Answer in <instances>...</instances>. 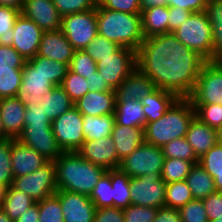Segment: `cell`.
Masks as SVG:
<instances>
[{
    "instance_id": "484cf974",
    "label": "cell",
    "mask_w": 222,
    "mask_h": 222,
    "mask_svg": "<svg viewBox=\"0 0 222 222\" xmlns=\"http://www.w3.org/2000/svg\"><path fill=\"white\" fill-rule=\"evenodd\" d=\"M178 97L169 91L156 88L141 100L146 124L161 118Z\"/></svg>"
},
{
    "instance_id": "ffe728a7",
    "label": "cell",
    "mask_w": 222,
    "mask_h": 222,
    "mask_svg": "<svg viewBox=\"0 0 222 222\" xmlns=\"http://www.w3.org/2000/svg\"><path fill=\"white\" fill-rule=\"evenodd\" d=\"M48 162L33 148L12 138L11 165L14 177H20L35 172Z\"/></svg>"
},
{
    "instance_id": "34e18365",
    "label": "cell",
    "mask_w": 222,
    "mask_h": 222,
    "mask_svg": "<svg viewBox=\"0 0 222 222\" xmlns=\"http://www.w3.org/2000/svg\"><path fill=\"white\" fill-rule=\"evenodd\" d=\"M210 222H222V217H219L218 219L210 221Z\"/></svg>"
},
{
    "instance_id": "603a6c76",
    "label": "cell",
    "mask_w": 222,
    "mask_h": 222,
    "mask_svg": "<svg viewBox=\"0 0 222 222\" xmlns=\"http://www.w3.org/2000/svg\"><path fill=\"white\" fill-rule=\"evenodd\" d=\"M24 106L16 97L0 99V118L5 133L10 138L17 139L24 128Z\"/></svg>"
},
{
    "instance_id": "d4e9b609",
    "label": "cell",
    "mask_w": 222,
    "mask_h": 222,
    "mask_svg": "<svg viewBox=\"0 0 222 222\" xmlns=\"http://www.w3.org/2000/svg\"><path fill=\"white\" fill-rule=\"evenodd\" d=\"M111 137L120 162L145 142L144 128L118 124H114Z\"/></svg>"
},
{
    "instance_id": "7a4b0ae2",
    "label": "cell",
    "mask_w": 222,
    "mask_h": 222,
    "mask_svg": "<svg viewBox=\"0 0 222 222\" xmlns=\"http://www.w3.org/2000/svg\"><path fill=\"white\" fill-rule=\"evenodd\" d=\"M57 190L90 196L106 170L86 161L77 151L63 152L55 161Z\"/></svg>"
},
{
    "instance_id": "753ad0ef",
    "label": "cell",
    "mask_w": 222,
    "mask_h": 222,
    "mask_svg": "<svg viewBox=\"0 0 222 222\" xmlns=\"http://www.w3.org/2000/svg\"><path fill=\"white\" fill-rule=\"evenodd\" d=\"M218 142L222 144V127L218 130Z\"/></svg>"
},
{
    "instance_id": "d6a6232c",
    "label": "cell",
    "mask_w": 222,
    "mask_h": 222,
    "mask_svg": "<svg viewBox=\"0 0 222 222\" xmlns=\"http://www.w3.org/2000/svg\"><path fill=\"white\" fill-rule=\"evenodd\" d=\"M113 187V207L125 209L131 205L130 177L120 168L106 171Z\"/></svg>"
},
{
    "instance_id": "2644e50d",
    "label": "cell",
    "mask_w": 222,
    "mask_h": 222,
    "mask_svg": "<svg viewBox=\"0 0 222 222\" xmlns=\"http://www.w3.org/2000/svg\"><path fill=\"white\" fill-rule=\"evenodd\" d=\"M0 222H13L6 213L0 208Z\"/></svg>"
},
{
    "instance_id": "8fae6325",
    "label": "cell",
    "mask_w": 222,
    "mask_h": 222,
    "mask_svg": "<svg viewBox=\"0 0 222 222\" xmlns=\"http://www.w3.org/2000/svg\"><path fill=\"white\" fill-rule=\"evenodd\" d=\"M83 115L75 106L51 122L52 132L63 152L77 151L85 141Z\"/></svg>"
},
{
    "instance_id": "ab89813d",
    "label": "cell",
    "mask_w": 222,
    "mask_h": 222,
    "mask_svg": "<svg viewBox=\"0 0 222 222\" xmlns=\"http://www.w3.org/2000/svg\"><path fill=\"white\" fill-rule=\"evenodd\" d=\"M39 222H63V212L56 194L38 201Z\"/></svg>"
},
{
    "instance_id": "8d00e7d4",
    "label": "cell",
    "mask_w": 222,
    "mask_h": 222,
    "mask_svg": "<svg viewBox=\"0 0 222 222\" xmlns=\"http://www.w3.org/2000/svg\"><path fill=\"white\" fill-rule=\"evenodd\" d=\"M21 11L16 8L0 6V45L12 46L13 26Z\"/></svg>"
},
{
    "instance_id": "d6986e66",
    "label": "cell",
    "mask_w": 222,
    "mask_h": 222,
    "mask_svg": "<svg viewBox=\"0 0 222 222\" xmlns=\"http://www.w3.org/2000/svg\"><path fill=\"white\" fill-rule=\"evenodd\" d=\"M75 51L76 49L59 29L43 32L37 55L69 65Z\"/></svg>"
},
{
    "instance_id": "74e56055",
    "label": "cell",
    "mask_w": 222,
    "mask_h": 222,
    "mask_svg": "<svg viewBox=\"0 0 222 222\" xmlns=\"http://www.w3.org/2000/svg\"><path fill=\"white\" fill-rule=\"evenodd\" d=\"M161 148L165 158H179L182 160L191 161L194 164H197L199 161V158L196 156L193 148L187 142L185 137L176 138Z\"/></svg>"
},
{
    "instance_id": "ac0fdd59",
    "label": "cell",
    "mask_w": 222,
    "mask_h": 222,
    "mask_svg": "<svg viewBox=\"0 0 222 222\" xmlns=\"http://www.w3.org/2000/svg\"><path fill=\"white\" fill-rule=\"evenodd\" d=\"M21 13L34 21L43 32L61 29L62 17L53 0H24Z\"/></svg>"
},
{
    "instance_id": "836d02e7",
    "label": "cell",
    "mask_w": 222,
    "mask_h": 222,
    "mask_svg": "<svg viewBox=\"0 0 222 222\" xmlns=\"http://www.w3.org/2000/svg\"><path fill=\"white\" fill-rule=\"evenodd\" d=\"M37 70L48 77L55 86L61 85L69 69L68 64L36 55L28 60Z\"/></svg>"
},
{
    "instance_id": "f1b7e54d",
    "label": "cell",
    "mask_w": 222,
    "mask_h": 222,
    "mask_svg": "<svg viewBox=\"0 0 222 222\" xmlns=\"http://www.w3.org/2000/svg\"><path fill=\"white\" fill-rule=\"evenodd\" d=\"M168 6H155L141 12L144 38L168 33Z\"/></svg>"
},
{
    "instance_id": "2e32d148",
    "label": "cell",
    "mask_w": 222,
    "mask_h": 222,
    "mask_svg": "<svg viewBox=\"0 0 222 222\" xmlns=\"http://www.w3.org/2000/svg\"><path fill=\"white\" fill-rule=\"evenodd\" d=\"M77 152L86 160L106 171L119 168L121 162L112 137L85 140Z\"/></svg>"
},
{
    "instance_id": "277c9868",
    "label": "cell",
    "mask_w": 222,
    "mask_h": 222,
    "mask_svg": "<svg viewBox=\"0 0 222 222\" xmlns=\"http://www.w3.org/2000/svg\"><path fill=\"white\" fill-rule=\"evenodd\" d=\"M98 34L121 47L138 51L144 41L141 14L105 9L97 4Z\"/></svg>"
},
{
    "instance_id": "3957f363",
    "label": "cell",
    "mask_w": 222,
    "mask_h": 222,
    "mask_svg": "<svg viewBox=\"0 0 222 222\" xmlns=\"http://www.w3.org/2000/svg\"><path fill=\"white\" fill-rule=\"evenodd\" d=\"M195 116L191 101L188 98H178L161 118L146 124L145 142L163 147L176 138L185 137Z\"/></svg>"
},
{
    "instance_id": "b9f144b4",
    "label": "cell",
    "mask_w": 222,
    "mask_h": 222,
    "mask_svg": "<svg viewBox=\"0 0 222 222\" xmlns=\"http://www.w3.org/2000/svg\"><path fill=\"white\" fill-rule=\"evenodd\" d=\"M62 88L69 95L74 104L89 92L86 79L68 69L66 76L61 84Z\"/></svg>"
},
{
    "instance_id": "e575fe53",
    "label": "cell",
    "mask_w": 222,
    "mask_h": 222,
    "mask_svg": "<svg viewBox=\"0 0 222 222\" xmlns=\"http://www.w3.org/2000/svg\"><path fill=\"white\" fill-rule=\"evenodd\" d=\"M192 199L194 197L185 180L166 185L165 207L179 210Z\"/></svg>"
},
{
    "instance_id": "1f68e13d",
    "label": "cell",
    "mask_w": 222,
    "mask_h": 222,
    "mask_svg": "<svg viewBox=\"0 0 222 222\" xmlns=\"http://www.w3.org/2000/svg\"><path fill=\"white\" fill-rule=\"evenodd\" d=\"M114 124V114L102 116L83 115V136L85 140L109 137L111 136Z\"/></svg>"
},
{
    "instance_id": "f546056e",
    "label": "cell",
    "mask_w": 222,
    "mask_h": 222,
    "mask_svg": "<svg viewBox=\"0 0 222 222\" xmlns=\"http://www.w3.org/2000/svg\"><path fill=\"white\" fill-rule=\"evenodd\" d=\"M185 181L194 199L202 200L216 191L214 179L199 163L194 164Z\"/></svg>"
},
{
    "instance_id": "9a60e30c",
    "label": "cell",
    "mask_w": 222,
    "mask_h": 222,
    "mask_svg": "<svg viewBox=\"0 0 222 222\" xmlns=\"http://www.w3.org/2000/svg\"><path fill=\"white\" fill-rule=\"evenodd\" d=\"M12 30L14 33L12 47L26 61L35 57L43 34L41 28L21 13Z\"/></svg>"
},
{
    "instance_id": "f6af8a7d",
    "label": "cell",
    "mask_w": 222,
    "mask_h": 222,
    "mask_svg": "<svg viewBox=\"0 0 222 222\" xmlns=\"http://www.w3.org/2000/svg\"><path fill=\"white\" fill-rule=\"evenodd\" d=\"M12 138L0 141V184L6 188L13 183V170L11 165Z\"/></svg>"
},
{
    "instance_id": "c3c4849f",
    "label": "cell",
    "mask_w": 222,
    "mask_h": 222,
    "mask_svg": "<svg viewBox=\"0 0 222 222\" xmlns=\"http://www.w3.org/2000/svg\"><path fill=\"white\" fill-rule=\"evenodd\" d=\"M203 201L192 199L179 209L182 222H210Z\"/></svg>"
},
{
    "instance_id": "816d5d0a",
    "label": "cell",
    "mask_w": 222,
    "mask_h": 222,
    "mask_svg": "<svg viewBox=\"0 0 222 222\" xmlns=\"http://www.w3.org/2000/svg\"><path fill=\"white\" fill-rule=\"evenodd\" d=\"M198 163L212 176V172L222 171V144L219 142L203 154Z\"/></svg>"
},
{
    "instance_id": "bcb514c9",
    "label": "cell",
    "mask_w": 222,
    "mask_h": 222,
    "mask_svg": "<svg viewBox=\"0 0 222 222\" xmlns=\"http://www.w3.org/2000/svg\"><path fill=\"white\" fill-rule=\"evenodd\" d=\"M196 117L213 129L219 130L222 127V105L206 104L193 105Z\"/></svg>"
},
{
    "instance_id": "8c879c8a",
    "label": "cell",
    "mask_w": 222,
    "mask_h": 222,
    "mask_svg": "<svg viewBox=\"0 0 222 222\" xmlns=\"http://www.w3.org/2000/svg\"><path fill=\"white\" fill-rule=\"evenodd\" d=\"M5 192H6V187L0 184V208H1L2 202L4 200Z\"/></svg>"
},
{
    "instance_id": "9c48e42d",
    "label": "cell",
    "mask_w": 222,
    "mask_h": 222,
    "mask_svg": "<svg viewBox=\"0 0 222 222\" xmlns=\"http://www.w3.org/2000/svg\"><path fill=\"white\" fill-rule=\"evenodd\" d=\"M166 185L161 172L130 178L131 205L165 207Z\"/></svg>"
},
{
    "instance_id": "9f6ffc18",
    "label": "cell",
    "mask_w": 222,
    "mask_h": 222,
    "mask_svg": "<svg viewBox=\"0 0 222 222\" xmlns=\"http://www.w3.org/2000/svg\"><path fill=\"white\" fill-rule=\"evenodd\" d=\"M93 222H124V214L116 207L96 208Z\"/></svg>"
},
{
    "instance_id": "d590c367",
    "label": "cell",
    "mask_w": 222,
    "mask_h": 222,
    "mask_svg": "<svg viewBox=\"0 0 222 222\" xmlns=\"http://www.w3.org/2000/svg\"><path fill=\"white\" fill-rule=\"evenodd\" d=\"M194 166L191 161L179 158H165L161 171V178L168 184L171 182L184 181Z\"/></svg>"
},
{
    "instance_id": "7bdbcfd3",
    "label": "cell",
    "mask_w": 222,
    "mask_h": 222,
    "mask_svg": "<svg viewBox=\"0 0 222 222\" xmlns=\"http://www.w3.org/2000/svg\"><path fill=\"white\" fill-rule=\"evenodd\" d=\"M68 67L70 71L79 74L85 79L98 71L96 62L85 50H76Z\"/></svg>"
},
{
    "instance_id": "7402d4cb",
    "label": "cell",
    "mask_w": 222,
    "mask_h": 222,
    "mask_svg": "<svg viewBox=\"0 0 222 222\" xmlns=\"http://www.w3.org/2000/svg\"><path fill=\"white\" fill-rule=\"evenodd\" d=\"M115 91L87 92L74 106L82 115L102 116L114 114Z\"/></svg>"
},
{
    "instance_id": "6125c7cd",
    "label": "cell",
    "mask_w": 222,
    "mask_h": 222,
    "mask_svg": "<svg viewBox=\"0 0 222 222\" xmlns=\"http://www.w3.org/2000/svg\"><path fill=\"white\" fill-rule=\"evenodd\" d=\"M213 44H214V60L222 61V24H212Z\"/></svg>"
},
{
    "instance_id": "7dc6e473",
    "label": "cell",
    "mask_w": 222,
    "mask_h": 222,
    "mask_svg": "<svg viewBox=\"0 0 222 222\" xmlns=\"http://www.w3.org/2000/svg\"><path fill=\"white\" fill-rule=\"evenodd\" d=\"M61 17L77 12L92 10L97 7L98 0H53Z\"/></svg>"
},
{
    "instance_id": "e0dca14e",
    "label": "cell",
    "mask_w": 222,
    "mask_h": 222,
    "mask_svg": "<svg viewBox=\"0 0 222 222\" xmlns=\"http://www.w3.org/2000/svg\"><path fill=\"white\" fill-rule=\"evenodd\" d=\"M61 204L63 222H93L96 206L89 196L58 190L55 193Z\"/></svg>"
},
{
    "instance_id": "6da1fadb",
    "label": "cell",
    "mask_w": 222,
    "mask_h": 222,
    "mask_svg": "<svg viewBox=\"0 0 222 222\" xmlns=\"http://www.w3.org/2000/svg\"><path fill=\"white\" fill-rule=\"evenodd\" d=\"M137 68L156 88L188 98L206 60L182 44L173 33L145 38L136 52Z\"/></svg>"
},
{
    "instance_id": "6f0895ef",
    "label": "cell",
    "mask_w": 222,
    "mask_h": 222,
    "mask_svg": "<svg viewBox=\"0 0 222 222\" xmlns=\"http://www.w3.org/2000/svg\"><path fill=\"white\" fill-rule=\"evenodd\" d=\"M192 12L181 7H169L168 33L174 32L185 22Z\"/></svg>"
},
{
    "instance_id": "30bf717a",
    "label": "cell",
    "mask_w": 222,
    "mask_h": 222,
    "mask_svg": "<svg viewBox=\"0 0 222 222\" xmlns=\"http://www.w3.org/2000/svg\"><path fill=\"white\" fill-rule=\"evenodd\" d=\"M165 156L162 148L144 142L121 161L119 168L130 178L161 172Z\"/></svg>"
},
{
    "instance_id": "a7ac6f4b",
    "label": "cell",
    "mask_w": 222,
    "mask_h": 222,
    "mask_svg": "<svg viewBox=\"0 0 222 222\" xmlns=\"http://www.w3.org/2000/svg\"><path fill=\"white\" fill-rule=\"evenodd\" d=\"M212 178L214 179L216 191L222 192V171L212 172Z\"/></svg>"
},
{
    "instance_id": "60d3db41",
    "label": "cell",
    "mask_w": 222,
    "mask_h": 222,
    "mask_svg": "<svg viewBox=\"0 0 222 222\" xmlns=\"http://www.w3.org/2000/svg\"><path fill=\"white\" fill-rule=\"evenodd\" d=\"M121 46L110 41L104 36L97 35L84 49L95 62L113 55Z\"/></svg>"
},
{
    "instance_id": "44dd1931",
    "label": "cell",
    "mask_w": 222,
    "mask_h": 222,
    "mask_svg": "<svg viewBox=\"0 0 222 222\" xmlns=\"http://www.w3.org/2000/svg\"><path fill=\"white\" fill-rule=\"evenodd\" d=\"M156 89L153 81L136 68L124 82L115 89L116 102H126L130 99L141 101Z\"/></svg>"
},
{
    "instance_id": "be15d7a7",
    "label": "cell",
    "mask_w": 222,
    "mask_h": 222,
    "mask_svg": "<svg viewBox=\"0 0 222 222\" xmlns=\"http://www.w3.org/2000/svg\"><path fill=\"white\" fill-rule=\"evenodd\" d=\"M86 82L89 86V91L92 92H103L113 90L103 79V76L97 71L94 75L86 78Z\"/></svg>"
},
{
    "instance_id": "680465c9",
    "label": "cell",
    "mask_w": 222,
    "mask_h": 222,
    "mask_svg": "<svg viewBox=\"0 0 222 222\" xmlns=\"http://www.w3.org/2000/svg\"><path fill=\"white\" fill-rule=\"evenodd\" d=\"M204 12L212 24H222V0H208Z\"/></svg>"
},
{
    "instance_id": "4316f807",
    "label": "cell",
    "mask_w": 222,
    "mask_h": 222,
    "mask_svg": "<svg viewBox=\"0 0 222 222\" xmlns=\"http://www.w3.org/2000/svg\"><path fill=\"white\" fill-rule=\"evenodd\" d=\"M115 124L121 126L144 128L146 117L141 101L130 99L126 102H116L114 112Z\"/></svg>"
},
{
    "instance_id": "7c38bea8",
    "label": "cell",
    "mask_w": 222,
    "mask_h": 222,
    "mask_svg": "<svg viewBox=\"0 0 222 222\" xmlns=\"http://www.w3.org/2000/svg\"><path fill=\"white\" fill-rule=\"evenodd\" d=\"M98 72L113 89H117L137 68L136 51L120 47L113 55L96 62Z\"/></svg>"
},
{
    "instance_id": "89a4df30",
    "label": "cell",
    "mask_w": 222,
    "mask_h": 222,
    "mask_svg": "<svg viewBox=\"0 0 222 222\" xmlns=\"http://www.w3.org/2000/svg\"><path fill=\"white\" fill-rule=\"evenodd\" d=\"M10 139V137L5 133L4 128H3V123L0 118V141Z\"/></svg>"
},
{
    "instance_id": "f5cc1de1",
    "label": "cell",
    "mask_w": 222,
    "mask_h": 222,
    "mask_svg": "<svg viewBox=\"0 0 222 222\" xmlns=\"http://www.w3.org/2000/svg\"><path fill=\"white\" fill-rule=\"evenodd\" d=\"M98 5L114 11L141 14L140 0H98Z\"/></svg>"
},
{
    "instance_id": "5b68a950",
    "label": "cell",
    "mask_w": 222,
    "mask_h": 222,
    "mask_svg": "<svg viewBox=\"0 0 222 222\" xmlns=\"http://www.w3.org/2000/svg\"><path fill=\"white\" fill-rule=\"evenodd\" d=\"M172 33L182 44L206 61L214 60L212 28L204 11L192 12L189 18Z\"/></svg>"
},
{
    "instance_id": "681fc988",
    "label": "cell",
    "mask_w": 222,
    "mask_h": 222,
    "mask_svg": "<svg viewBox=\"0 0 222 222\" xmlns=\"http://www.w3.org/2000/svg\"><path fill=\"white\" fill-rule=\"evenodd\" d=\"M25 58L12 46L0 45V70H23Z\"/></svg>"
},
{
    "instance_id": "003e7915",
    "label": "cell",
    "mask_w": 222,
    "mask_h": 222,
    "mask_svg": "<svg viewBox=\"0 0 222 222\" xmlns=\"http://www.w3.org/2000/svg\"><path fill=\"white\" fill-rule=\"evenodd\" d=\"M24 0H0V6H6L11 8L22 10Z\"/></svg>"
},
{
    "instance_id": "cb8c5ba5",
    "label": "cell",
    "mask_w": 222,
    "mask_h": 222,
    "mask_svg": "<svg viewBox=\"0 0 222 222\" xmlns=\"http://www.w3.org/2000/svg\"><path fill=\"white\" fill-rule=\"evenodd\" d=\"M198 158L218 143V130L211 128L198 117L191 121L185 136Z\"/></svg>"
},
{
    "instance_id": "db71d44e",
    "label": "cell",
    "mask_w": 222,
    "mask_h": 222,
    "mask_svg": "<svg viewBox=\"0 0 222 222\" xmlns=\"http://www.w3.org/2000/svg\"><path fill=\"white\" fill-rule=\"evenodd\" d=\"M26 125H51L41 104L28 105L25 109L24 127Z\"/></svg>"
},
{
    "instance_id": "52a82bcc",
    "label": "cell",
    "mask_w": 222,
    "mask_h": 222,
    "mask_svg": "<svg viewBox=\"0 0 222 222\" xmlns=\"http://www.w3.org/2000/svg\"><path fill=\"white\" fill-rule=\"evenodd\" d=\"M188 99L193 105H222V66L218 62H205Z\"/></svg>"
},
{
    "instance_id": "4dcf8cb0",
    "label": "cell",
    "mask_w": 222,
    "mask_h": 222,
    "mask_svg": "<svg viewBox=\"0 0 222 222\" xmlns=\"http://www.w3.org/2000/svg\"><path fill=\"white\" fill-rule=\"evenodd\" d=\"M35 203V200H33L29 195L21 190L15 189L11 185L6 188L1 208L6 215L15 222L26 209Z\"/></svg>"
},
{
    "instance_id": "f907efd6",
    "label": "cell",
    "mask_w": 222,
    "mask_h": 222,
    "mask_svg": "<svg viewBox=\"0 0 222 222\" xmlns=\"http://www.w3.org/2000/svg\"><path fill=\"white\" fill-rule=\"evenodd\" d=\"M124 222H153L158 211L156 207L129 205L122 209Z\"/></svg>"
},
{
    "instance_id": "83f0119b",
    "label": "cell",
    "mask_w": 222,
    "mask_h": 222,
    "mask_svg": "<svg viewBox=\"0 0 222 222\" xmlns=\"http://www.w3.org/2000/svg\"><path fill=\"white\" fill-rule=\"evenodd\" d=\"M40 104L51 122L74 106V102L61 85H56L45 93Z\"/></svg>"
},
{
    "instance_id": "94428289",
    "label": "cell",
    "mask_w": 222,
    "mask_h": 222,
    "mask_svg": "<svg viewBox=\"0 0 222 222\" xmlns=\"http://www.w3.org/2000/svg\"><path fill=\"white\" fill-rule=\"evenodd\" d=\"M153 222H182L179 210L160 207L155 215Z\"/></svg>"
},
{
    "instance_id": "91938a15",
    "label": "cell",
    "mask_w": 222,
    "mask_h": 222,
    "mask_svg": "<svg viewBox=\"0 0 222 222\" xmlns=\"http://www.w3.org/2000/svg\"><path fill=\"white\" fill-rule=\"evenodd\" d=\"M208 0H168V7H181L191 12L204 11Z\"/></svg>"
},
{
    "instance_id": "4fadbf2b",
    "label": "cell",
    "mask_w": 222,
    "mask_h": 222,
    "mask_svg": "<svg viewBox=\"0 0 222 222\" xmlns=\"http://www.w3.org/2000/svg\"><path fill=\"white\" fill-rule=\"evenodd\" d=\"M17 139L36 150L48 161H55L63 153L51 125H26Z\"/></svg>"
},
{
    "instance_id": "ee69618b",
    "label": "cell",
    "mask_w": 222,
    "mask_h": 222,
    "mask_svg": "<svg viewBox=\"0 0 222 222\" xmlns=\"http://www.w3.org/2000/svg\"><path fill=\"white\" fill-rule=\"evenodd\" d=\"M23 70H0V99L16 97Z\"/></svg>"
},
{
    "instance_id": "5bb4252c",
    "label": "cell",
    "mask_w": 222,
    "mask_h": 222,
    "mask_svg": "<svg viewBox=\"0 0 222 222\" xmlns=\"http://www.w3.org/2000/svg\"><path fill=\"white\" fill-rule=\"evenodd\" d=\"M55 85L48 77L37 70L28 60L22 71V83L18 89L16 98L24 105L40 104L42 96Z\"/></svg>"
},
{
    "instance_id": "11a10c76",
    "label": "cell",
    "mask_w": 222,
    "mask_h": 222,
    "mask_svg": "<svg viewBox=\"0 0 222 222\" xmlns=\"http://www.w3.org/2000/svg\"><path fill=\"white\" fill-rule=\"evenodd\" d=\"M202 201L209 221L222 217V192L215 191Z\"/></svg>"
},
{
    "instance_id": "e7e4bbea",
    "label": "cell",
    "mask_w": 222,
    "mask_h": 222,
    "mask_svg": "<svg viewBox=\"0 0 222 222\" xmlns=\"http://www.w3.org/2000/svg\"><path fill=\"white\" fill-rule=\"evenodd\" d=\"M15 222H39L38 202L26 209Z\"/></svg>"
},
{
    "instance_id": "f35d334b",
    "label": "cell",
    "mask_w": 222,
    "mask_h": 222,
    "mask_svg": "<svg viewBox=\"0 0 222 222\" xmlns=\"http://www.w3.org/2000/svg\"><path fill=\"white\" fill-rule=\"evenodd\" d=\"M89 198L96 208L113 207V187L107 172L101 176Z\"/></svg>"
},
{
    "instance_id": "8992f818",
    "label": "cell",
    "mask_w": 222,
    "mask_h": 222,
    "mask_svg": "<svg viewBox=\"0 0 222 222\" xmlns=\"http://www.w3.org/2000/svg\"><path fill=\"white\" fill-rule=\"evenodd\" d=\"M61 31L76 50H84L98 35L97 7L62 17Z\"/></svg>"
},
{
    "instance_id": "ba28073f",
    "label": "cell",
    "mask_w": 222,
    "mask_h": 222,
    "mask_svg": "<svg viewBox=\"0 0 222 222\" xmlns=\"http://www.w3.org/2000/svg\"><path fill=\"white\" fill-rule=\"evenodd\" d=\"M12 186L29 195L35 202L55 194L58 190L54 161H48L33 173L14 177Z\"/></svg>"
},
{
    "instance_id": "03108f58",
    "label": "cell",
    "mask_w": 222,
    "mask_h": 222,
    "mask_svg": "<svg viewBox=\"0 0 222 222\" xmlns=\"http://www.w3.org/2000/svg\"><path fill=\"white\" fill-rule=\"evenodd\" d=\"M168 0H140V10L141 12L155 6H168Z\"/></svg>"
}]
</instances>
